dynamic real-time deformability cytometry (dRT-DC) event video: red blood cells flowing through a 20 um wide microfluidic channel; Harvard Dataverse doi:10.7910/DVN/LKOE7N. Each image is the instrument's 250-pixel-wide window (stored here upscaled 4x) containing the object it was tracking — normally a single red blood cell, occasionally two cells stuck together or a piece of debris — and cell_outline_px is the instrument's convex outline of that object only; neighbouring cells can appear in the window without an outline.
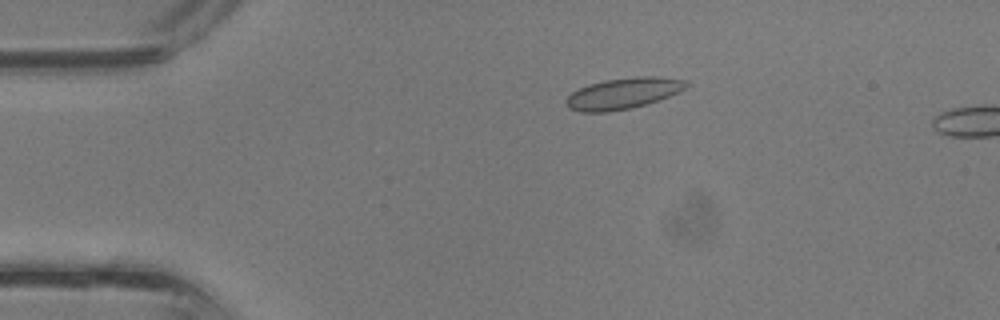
{"species": "common noctule bat (a hibernating species)", "species_latin": "Nyctalus noctula", "temperature_condition": "room temperature", "stored_images_in_passage": 4, "camera_frame_rate_fps": 3000, "um_per_image_px": 0.085, "animal": {"sex": "male", "body_mass_g": 13.3}, "frame": {"image": 1, "passage_image": 1, "time_ms": 0.0, "image_size_px": [1000, 320], "cell_outline_px": [[688, 84], [680, 92], [632, 108], [608, 112], [580, 112], [568, 108], [564, 100], [572, 92], [588, 84], [604, 80], [636, 76], [656, 76], [688, 80]], "centroid_in_image_um": [52.94, 7.93], "position_along_channel_um": 32.1, "area_um2": 21.79}}